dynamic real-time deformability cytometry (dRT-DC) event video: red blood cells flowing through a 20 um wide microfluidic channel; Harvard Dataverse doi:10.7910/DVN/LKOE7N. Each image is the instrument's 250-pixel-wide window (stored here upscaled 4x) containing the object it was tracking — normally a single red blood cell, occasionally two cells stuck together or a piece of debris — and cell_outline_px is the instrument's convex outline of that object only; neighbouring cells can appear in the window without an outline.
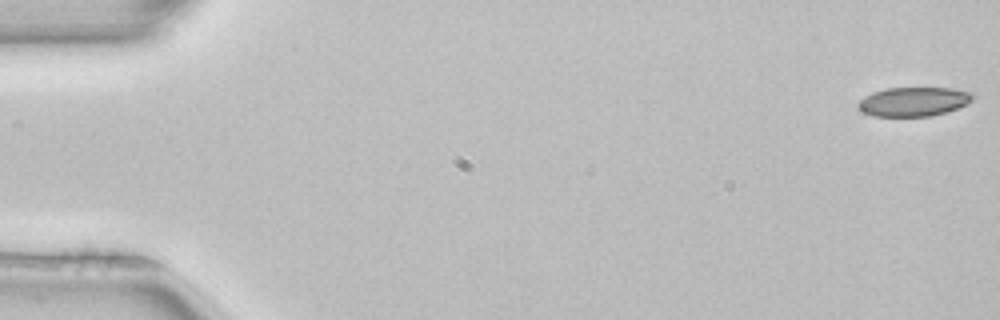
{"species": "common noctule bat (a hibernating species)", "species_latin": "Nyctalus noctula", "temperature_condition": "room temperature", "stored_images_in_passage": 4, "camera_frame_rate_fps": 3000, "um_per_image_px": 0.085, "animal": {"sex": "female", "body_mass_g": 22.7, "forearm_length_mm": 54.2}, "frame": {"image": 1, "passage_image": 1, "time_ms": 0.0, "image_size_px": [1000, 320], "cell_outline_px": [[976, 96], [968, 104], [932, 116], [876, 116], [864, 112], [856, 104], [864, 96], [872, 92], [884, 88], [952, 88], [976, 92]], "centroid_in_image_um": [77.71, 8.62], "position_along_channel_um": 7.3, "area_um2": 19.59}}
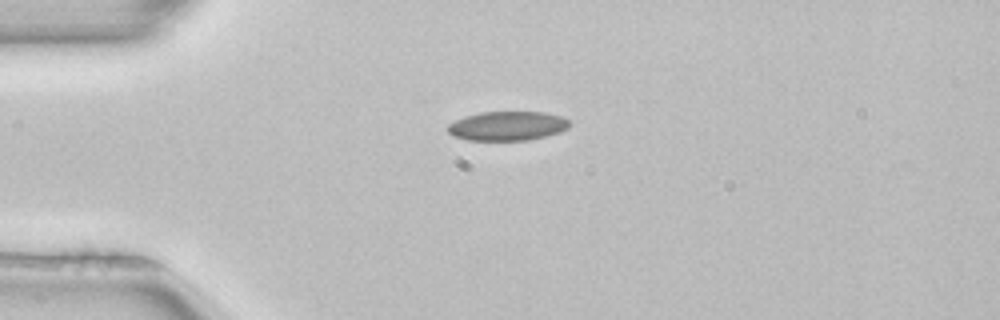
{"frame": {"image": 2, "passage_image": 4, "time_ms": 1.0, "image_size_px": [1000, 320], "cell_outline_px": [[568, 128], [560, 132], [528, 140], [468, 140], [452, 136], [448, 132], [448, 124], [464, 116], [480, 112], [544, 112], [564, 116], [568, 120]], "centroid_in_image_um": [43.12, 10.7], "position_along_channel_um": 41.9, "area_um2": 20.75}}